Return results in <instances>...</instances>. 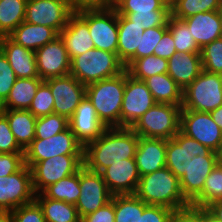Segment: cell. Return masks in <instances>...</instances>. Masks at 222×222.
I'll return each mask as SVG.
<instances>
[{"mask_svg": "<svg viewBox=\"0 0 222 222\" xmlns=\"http://www.w3.org/2000/svg\"><path fill=\"white\" fill-rule=\"evenodd\" d=\"M220 154L179 131L167 140L166 167L179 179L184 198L191 204L203 191L206 178Z\"/></svg>", "mask_w": 222, "mask_h": 222, "instance_id": "6da1fadb", "label": "cell"}, {"mask_svg": "<svg viewBox=\"0 0 222 222\" xmlns=\"http://www.w3.org/2000/svg\"><path fill=\"white\" fill-rule=\"evenodd\" d=\"M139 136L128 127L106 128L83 150V165L93 172L101 173L119 160L135 158Z\"/></svg>", "mask_w": 222, "mask_h": 222, "instance_id": "7a4b0ae2", "label": "cell"}, {"mask_svg": "<svg viewBox=\"0 0 222 222\" xmlns=\"http://www.w3.org/2000/svg\"><path fill=\"white\" fill-rule=\"evenodd\" d=\"M135 195L147 205H160L186 214L191 204L184 198L179 179L164 167L140 177Z\"/></svg>", "mask_w": 222, "mask_h": 222, "instance_id": "3957f363", "label": "cell"}, {"mask_svg": "<svg viewBox=\"0 0 222 222\" xmlns=\"http://www.w3.org/2000/svg\"><path fill=\"white\" fill-rule=\"evenodd\" d=\"M125 90V70L117 76L86 86V96L99 120L107 127H120V113Z\"/></svg>", "mask_w": 222, "mask_h": 222, "instance_id": "277c9868", "label": "cell"}, {"mask_svg": "<svg viewBox=\"0 0 222 222\" xmlns=\"http://www.w3.org/2000/svg\"><path fill=\"white\" fill-rule=\"evenodd\" d=\"M125 70L116 53L92 48L71 59L70 75L87 86L117 76Z\"/></svg>", "mask_w": 222, "mask_h": 222, "instance_id": "5b68a950", "label": "cell"}, {"mask_svg": "<svg viewBox=\"0 0 222 222\" xmlns=\"http://www.w3.org/2000/svg\"><path fill=\"white\" fill-rule=\"evenodd\" d=\"M182 105L155 103L131 127L145 138L171 139L180 131Z\"/></svg>", "mask_w": 222, "mask_h": 222, "instance_id": "8992f818", "label": "cell"}, {"mask_svg": "<svg viewBox=\"0 0 222 222\" xmlns=\"http://www.w3.org/2000/svg\"><path fill=\"white\" fill-rule=\"evenodd\" d=\"M87 24L95 49L117 54L118 14L114 7L75 11Z\"/></svg>", "mask_w": 222, "mask_h": 222, "instance_id": "52a82bcc", "label": "cell"}, {"mask_svg": "<svg viewBox=\"0 0 222 222\" xmlns=\"http://www.w3.org/2000/svg\"><path fill=\"white\" fill-rule=\"evenodd\" d=\"M222 105V74L204 70L183 90L182 109L208 112Z\"/></svg>", "mask_w": 222, "mask_h": 222, "instance_id": "ba28073f", "label": "cell"}, {"mask_svg": "<svg viewBox=\"0 0 222 222\" xmlns=\"http://www.w3.org/2000/svg\"><path fill=\"white\" fill-rule=\"evenodd\" d=\"M83 150L68 128L46 139L35 138L24 151V163L31 168L35 163L57 155H83Z\"/></svg>", "mask_w": 222, "mask_h": 222, "instance_id": "9c48e42d", "label": "cell"}, {"mask_svg": "<svg viewBox=\"0 0 222 222\" xmlns=\"http://www.w3.org/2000/svg\"><path fill=\"white\" fill-rule=\"evenodd\" d=\"M83 166V155H57L35 163L32 172V186L35 194L76 173Z\"/></svg>", "mask_w": 222, "mask_h": 222, "instance_id": "30bf717a", "label": "cell"}, {"mask_svg": "<svg viewBox=\"0 0 222 222\" xmlns=\"http://www.w3.org/2000/svg\"><path fill=\"white\" fill-rule=\"evenodd\" d=\"M180 131L212 151H222V131L208 112L182 109Z\"/></svg>", "mask_w": 222, "mask_h": 222, "instance_id": "8fae6325", "label": "cell"}, {"mask_svg": "<svg viewBox=\"0 0 222 222\" xmlns=\"http://www.w3.org/2000/svg\"><path fill=\"white\" fill-rule=\"evenodd\" d=\"M155 103L145 82L133 78L125 69V90L120 113V127L131 128Z\"/></svg>", "mask_w": 222, "mask_h": 222, "instance_id": "7c38bea8", "label": "cell"}, {"mask_svg": "<svg viewBox=\"0 0 222 222\" xmlns=\"http://www.w3.org/2000/svg\"><path fill=\"white\" fill-rule=\"evenodd\" d=\"M35 200L31 169L24 164L7 177H0V210L12 211Z\"/></svg>", "mask_w": 222, "mask_h": 222, "instance_id": "4fadbf2b", "label": "cell"}, {"mask_svg": "<svg viewBox=\"0 0 222 222\" xmlns=\"http://www.w3.org/2000/svg\"><path fill=\"white\" fill-rule=\"evenodd\" d=\"M74 12L70 0H27L24 21L51 27L60 33Z\"/></svg>", "mask_w": 222, "mask_h": 222, "instance_id": "5bb4252c", "label": "cell"}, {"mask_svg": "<svg viewBox=\"0 0 222 222\" xmlns=\"http://www.w3.org/2000/svg\"><path fill=\"white\" fill-rule=\"evenodd\" d=\"M79 186L80 195L75 207L80 218L95 212L112 198L101 173L88 170L84 165L79 169Z\"/></svg>", "mask_w": 222, "mask_h": 222, "instance_id": "9a60e30c", "label": "cell"}, {"mask_svg": "<svg viewBox=\"0 0 222 222\" xmlns=\"http://www.w3.org/2000/svg\"><path fill=\"white\" fill-rule=\"evenodd\" d=\"M54 98V114L70 118L86 96V86L74 76L66 75L45 80Z\"/></svg>", "mask_w": 222, "mask_h": 222, "instance_id": "2e32d148", "label": "cell"}, {"mask_svg": "<svg viewBox=\"0 0 222 222\" xmlns=\"http://www.w3.org/2000/svg\"><path fill=\"white\" fill-rule=\"evenodd\" d=\"M37 72L45 81L70 74V58L63 41L58 36L35 51Z\"/></svg>", "mask_w": 222, "mask_h": 222, "instance_id": "e0dca14e", "label": "cell"}, {"mask_svg": "<svg viewBox=\"0 0 222 222\" xmlns=\"http://www.w3.org/2000/svg\"><path fill=\"white\" fill-rule=\"evenodd\" d=\"M69 128L77 141L85 147L95 141L107 127L99 120L94 106L85 96L69 118Z\"/></svg>", "mask_w": 222, "mask_h": 222, "instance_id": "ac0fdd59", "label": "cell"}, {"mask_svg": "<svg viewBox=\"0 0 222 222\" xmlns=\"http://www.w3.org/2000/svg\"><path fill=\"white\" fill-rule=\"evenodd\" d=\"M112 195L135 194L140 174L135 158L119 160L101 172Z\"/></svg>", "mask_w": 222, "mask_h": 222, "instance_id": "d6986e66", "label": "cell"}, {"mask_svg": "<svg viewBox=\"0 0 222 222\" xmlns=\"http://www.w3.org/2000/svg\"><path fill=\"white\" fill-rule=\"evenodd\" d=\"M0 50L6 56L17 78H36L35 51L14 42L9 36L0 37Z\"/></svg>", "mask_w": 222, "mask_h": 222, "instance_id": "ffe728a7", "label": "cell"}, {"mask_svg": "<svg viewBox=\"0 0 222 222\" xmlns=\"http://www.w3.org/2000/svg\"><path fill=\"white\" fill-rule=\"evenodd\" d=\"M167 140L139 137L135 161L140 176L166 167Z\"/></svg>", "mask_w": 222, "mask_h": 222, "instance_id": "44dd1931", "label": "cell"}, {"mask_svg": "<svg viewBox=\"0 0 222 222\" xmlns=\"http://www.w3.org/2000/svg\"><path fill=\"white\" fill-rule=\"evenodd\" d=\"M59 37L66 47L70 60L95 48L88 24L76 12L69 17L67 25L59 33Z\"/></svg>", "mask_w": 222, "mask_h": 222, "instance_id": "7402d4cb", "label": "cell"}, {"mask_svg": "<svg viewBox=\"0 0 222 222\" xmlns=\"http://www.w3.org/2000/svg\"><path fill=\"white\" fill-rule=\"evenodd\" d=\"M202 70L201 53L175 52L168 59L167 74L182 90L188 87Z\"/></svg>", "mask_w": 222, "mask_h": 222, "instance_id": "603a6c76", "label": "cell"}, {"mask_svg": "<svg viewBox=\"0 0 222 222\" xmlns=\"http://www.w3.org/2000/svg\"><path fill=\"white\" fill-rule=\"evenodd\" d=\"M182 21L188 26L200 49L220 38L219 10L198 13Z\"/></svg>", "mask_w": 222, "mask_h": 222, "instance_id": "cb8c5ba5", "label": "cell"}, {"mask_svg": "<svg viewBox=\"0 0 222 222\" xmlns=\"http://www.w3.org/2000/svg\"><path fill=\"white\" fill-rule=\"evenodd\" d=\"M143 27H139L125 15L118 14V47L117 56L125 69L136 59V49L139 48Z\"/></svg>", "mask_w": 222, "mask_h": 222, "instance_id": "d4e9b609", "label": "cell"}, {"mask_svg": "<svg viewBox=\"0 0 222 222\" xmlns=\"http://www.w3.org/2000/svg\"><path fill=\"white\" fill-rule=\"evenodd\" d=\"M8 36L17 44L36 51L46 43L54 41L59 33L51 27L24 21Z\"/></svg>", "mask_w": 222, "mask_h": 222, "instance_id": "484cf974", "label": "cell"}, {"mask_svg": "<svg viewBox=\"0 0 222 222\" xmlns=\"http://www.w3.org/2000/svg\"><path fill=\"white\" fill-rule=\"evenodd\" d=\"M0 112L7 118L18 145L25 151L35 139L37 118L24 109H0Z\"/></svg>", "mask_w": 222, "mask_h": 222, "instance_id": "4316f807", "label": "cell"}, {"mask_svg": "<svg viewBox=\"0 0 222 222\" xmlns=\"http://www.w3.org/2000/svg\"><path fill=\"white\" fill-rule=\"evenodd\" d=\"M156 103L183 104V90L167 74H157L144 80Z\"/></svg>", "mask_w": 222, "mask_h": 222, "instance_id": "83f0119b", "label": "cell"}, {"mask_svg": "<svg viewBox=\"0 0 222 222\" xmlns=\"http://www.w3.org/2000/svg\"><path fill=\"white\" fill-rule=\"evenodd\" d=\"M43 82L40 77L17 78L6 100L0 105V109H24L28 110Z\"/></svg>", "mask_w": 222, "mask_h": 222, "instance_id": "f1b7e54d", "label": "cell"}, {"mask_svg": "<svg viewBox=\"0 0 222 222\" xmlns=\"http://www.w3.org/2000/svg\"><path fill=\"white\" fill-rule=\"evenodd\" d=\"M35 201L42 209L46 222H81L75 205L35 194Z\"/></svg>", "mask_w": 222, "mask_h": 222, "instance_id": "f546056e", "label": "cell"}, {"mask_svg": "<svg viewBox=\"0 0 222 222\" xmlns=\"http://www.w3.org/2000/svg\"><path fill=\"white\" fill-rule=\"evenodd\" d=\"M27 0H0V37L8 36L25 20Z\"/></svg>", "mask_w": 222, "mask_h": 222, "instance_id": "4dcf8cb0", "label": "cell"}, {"mask_svg": "<svg viewBox=\"0 0 222 222\" xmlns=\"http://www.w3.org/2000/svg\"><path fill=\"white\" fill-rule=\"evenodd\" d=\"M42 194L46 198L75 205L80 195L79 170L47 187Z\"/></svg>", "mask_w": 222, "mask_h": 222, "instance_id": "1f68e13d", "label": "cell"}, {"mask_svg": "<svg viewBox=\"0 0 222 222\" xmlns=\"http://www.w3.org/2000/svg\"><path fill=\"white\" fill-rule=\"evenodd\" d=\"M146 206L135 194L114 195V222H139V212Z\"/></svg>", "mask_w": 222, "mask_h": 222, "instance_id": "d6a6232c", "label": "cell"}, {"mask_svg": "<svg viewBox=\"0 0 222 222\" xmlns=\"http://www.w3.org/2000/svg\"><path fill=\"white\" fill-rule=\"evenodd\" d=\"M221 7L222 0H170L171 16L179 20Z\"/></svg>", "mask_w": 222, "mask_h": 222, "instance_id": "836d02e7", "label": "cell"}, {"mask_svg": "<svg viewBox=\"0 0 222 222\" xmlns=\"http://www.w3.org/2000/svg\"><path fill=\"white\" fill-rule=\"evenodd\" d=\"M222 199V161L213 168L205 180L202 193L191 203V207L206 208Z\"/></svg>", "mask_w": 222, "mask_h": 222, "instance_id": "e575fe53", "label": "cell"}, {"mask_svg": "<svg viewBox=\"0 0 222 222\" xmlns=\"http://www.w3.org/2000/svg\"><path fill=\"white\" fill-rule=\"evenodd\" d=\"M126 70L133 78L144 81L148 77L167 73L168 60L150 55L135 59Z\"/></svg>", "mask_w": 222, "mask_h": 222, "instance_id": "d590c367", "label": "cell"}, {"mask_svg": "<svg viewBox=\"0 0 222 222\" xmlns=\"http://www.w3.org/2000/svg\"><path fill=\"white\" fill-rule=\"evenodd\" d=\"M167 27L172 34L175 48L178 53H201V49L195 42L188 26L182 20L170 16Z\"/></svg>", "mask_w": 222, "mask_h": 222, "instance_id": "8d00e7d4", "label": "cell"}, {"mask_svg": "<svg viewBox=\"0 0 222 222\" xmlns=\"http://www.w3.org/2000/svg\"><path fill=\"white\" fill-rule=\"evenodd\" d=\"M117 13H152L170 11V0H116Z\"/></svg>", "mask_w": 222, "mask_h": 222, "instance_id": "74e56055", "label": "cell"}, {"mask_svg": "<svg viewBox=\"0 0 222 222\" xmlns=\"http://www.w3.org/2000/svg\"><path fill=\"white\" fill-rule=\"evenodd\" d=\"M69 128V119L63 115L50 114L37 117L35 138L46 139Z\"/></svg>", "mask_w": 222, "mask_h": 222, "instance_id": "f35d334b", "label": "cell"}, {"mask_svg": "<svg viewBox=\"0 0 222 222\" xmlns=\"http://www.w3.org/2000/svg\"><path fill=\"white\" fill-rule=\"evenodd\" d=\"M202 68L209 73L222 74V39H216L201 48Z\"/></svg>", "mask_w": 222, "mask_h": 222, "instance_id": "ab89813d", "label": "cell"}, {"mask_svg": "<svg viewBox=\"0 0 222 222\" xmlns=\"http://www.w3.org/2000/svg\"><path fill=\"white\" fill-rule=\"evenodd\" d=\"M54 98L50 86L43 81L31 102L29 111L37 118L54 113Z\"/></svg>", "mask_w": 222, "mask_h": 222, "instance_id": "60d3db41", "label": "cell"}, {"mask_svg": "<svg viewBox=\"0 0 222 222\" xmlns=\"http://www.w3.org/2000/svg\"><path fill=\"white\" fill-rule=\"evenodd\" d=\"M125 15L129 20L134 22L135 25L143 27L144 30L167 26V22L171 16V11H152V13H117Z\"/></svg>", "mask_w": 222, "mask_h": 222, "instance_id": "b9f144b4", "label": "cell"}, {"mask_svg": "<svg viewBox=\"0 0 222 222\" xmlns=\"http://www.w3.org/2000/svg\"><path fill=\"white\" fill-rule=\"evenodd\" d=\"M167 29V26L153 27L144 30L143 34H139L140 42L139 48L136 49V59L153 55L154 48Z\"/></svg>", "mask_w": 222, "mask_h": 222, "instance_id": "7bdbcfd3", "label": "cell"}, {"mask_svg": "<svg viewBox=\"0 0 222 222\" xmlns=\"http://www.w3.org/2000/svg\"><path fill=\"white\" fill-rule=\"evenodd\" d=\"M11 222H46L42 209L34 200L10 212Z\"/></svg>", "mask_w": 222, "mask_h": 222, "instance_id": "ee69618b", "label": "cell"}, {"mask_svg": "<svg viewBox=\"0 0 222 222\" xmlns=\"http://www.w3.org/2000/svg\"><path fill=\"white\" fill-rule=\"evenodd\" d=\"M178 214L165 206L147 205L139 212V222H175Z\"/></svg>", "mask_w": 222, "mask_h": 222, "instance_id": "f6af8a7d", "label": "cell"}, {"mask_svg": "<svg viewBox=\"0 0 222 222\" xmlns=\"http://www.w3.org/2000/svg\"><path fill=\"white\" fill-rule=\"evenodd\" d=\"M17 77L8 63L4 53L0 50V105L6 100Z\"/></svg>", "mask_w": 222, "mask_h": 222, "instance_id": "bcb514c9", "label": "cell"}, {"mask_svg": "<svg viewBox=\"0 0 222 222\" xmlns=\"http://www.w3.org/2000/svg\"><path fill=\"white\" fill-rule=\"evenodd\" d=\"M0 153H24L11 132L7 118L0 112Z\"/></svg>", "mask_w": 222, "mask_h": 222, "instance_id": "7dc6e473", "label": "cell"}, {"mask_svg": "<svg viewBox=\"0 0 222 222\" xmlns=\"http://www.w3.org/2000/svg\"><path fill=\"white\" fill-rule=\"evenodd\" d=\"M24 164V153H0V177L15 173Z\"/></svg>", "mask_w": 222, "mask_h": 222, "instance_id": "c3c4849f", "label": "cell"}, {"mask_svg": "<svg viewBox=\"0 0 222 222\" xmlns=\"http://www.w3.org/2000/svg\"><path fill=\"white\" fill-rule=\"evenodd\" d=\"M115 212H114V195H112L111 200L90 214L81 218V222H114Z\"/></svg>", "mask_w": 222, "mask_h": 222, "instance_id": "681fc988", "label": "cell"}, {"mask_svg": "<svg viewBox=\"0 0 222 222\" xmlns=\"http://www.w3.org/2000/svg\"><path fill=\"white\" fill-rule=\"evenodd\" d=\"M176 51L175 43L172 34L169 29H167L162 36V39L158 42L154 48L153 55L161 57L164 59H169Z\"/></svg>", "mask_w": 222, "mask_h": 222, "instance_id": "f907efd6", "label": "cell"}, {"mask_svg": "<svg viewBox=\"0 0 222 222\" xmlns=\"http://www.w3.org/2000/svg\"><path fill=\"white\" fill-rule=\"evenodd\" d=\"M116 0H70L74 11L85 8H109L114 7Z\"/></svg>", "mask_w": 222, "mask_h": 222, "instance_id": "816d5d0a", "label": "cell"}, {"mask_svg": "<svg viewBox=\"0 0 222 222\" xmlns=\"http://www.w3.org/2000/svg\"><path fill=\"white\" fill-rule=\"evenodd\" d=\"M196 222H220L205 208L191 207L187 212Z\"/></svg>", "mask_w": 222, "mask_h": 222, "instance_id": "f5cc1de1", "label": "cell"}, {"mask_svg": "<svg viewBox=\"0 0 222 222\" xmlns=\"http://www.w3.org/2000/svg\"><path fill=\"white\" fill-rule=\"evenodd\" d=\"M217 220L222 222V199L217 200L205 208Z\"/></svg>", "mask_w": 222, "mask_h": 222, "instance_id": "db71d44e", "label": "cell"}, {"mask_svg": "<svg viewBox=\"0 0 222 222\" xmlns=\"http://www.w3.org/2000/svg\"><path fill=\"white\" fill-rule=\"evenodd\" d=\"M213 120L217 123L222 131V105L210 112Z\"/></svg>", "mask_w": 222, "mask_h": 222, "instance_id": "11a10c76", "label": "cell"}, {"mask_svg": "<svg viewBox=\"0 0 222 222\" xmlns=\"http://www.w3.org/2000/svg\"><path fill=\"white\" fill-rule=\"evenodd\" d=\"M175 222H196L188 213L178 215Z\"/></svg>", "mask_w": 222, "mask_h": 222, "instance_id": "9f6ffc18", "label": "cell"}, {"mask_svg": "<svg viewBox=\"0 0 222 222\" xmlns=\"http://www.w3.org/2000/svg\"><path fill=\"white\" fill-rule=\"evenodd\" d=\"M0 222H11L10 211L0 210Z\"/></svg>", "mask_w": 222, "mask_h": 222, "instance_id": "6f0895ef", "label": "cell"}, {"mask_svg": "<svg viewBox=\"0 0 222 222\" xmlns=\"http://www.w3.org/2000/svg\"><path fill=\"white\" fill-rule=\"evenodd\" d=\"M219 17H220V25H221L220 38L222 39V7L219 9Z\"/></svg>", "mask_w": 222, "mask_h": 222, "instance_id": "680465c9", "label": "cell"}, {"mask_svg": "<svg viewBox=\"0 0 222 222\" xmlns=\"http://www.w3.org/2000/svg\"><path fill=\"white\" fill-rule=\"evenodd\" d=\"M220 160L222 161V151L220 152Z\"/></svg>", "mask_w": 222, "mask_h": 222, "instance_id": "91938a15", "label": "cell"}]
</instances>
